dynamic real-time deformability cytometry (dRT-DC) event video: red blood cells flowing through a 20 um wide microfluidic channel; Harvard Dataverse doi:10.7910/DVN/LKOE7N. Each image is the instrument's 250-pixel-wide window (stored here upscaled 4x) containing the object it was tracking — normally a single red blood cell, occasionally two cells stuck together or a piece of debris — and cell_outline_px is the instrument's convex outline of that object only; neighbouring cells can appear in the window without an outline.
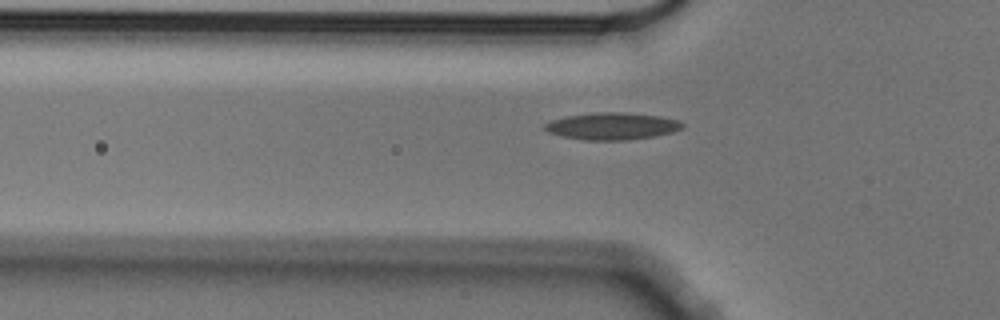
{"species": "Egyptian fruit bat (a non-hibernating species)", "species_latin": "Rousettus aegyptiacus", "temperature_condition": "cold", "stored_images_in_passage": 6, "segment_of_instrument_passage": [2, 2], "camera_frame_rate_fps": 3000, "um_per_image_px": 0.085, "animal": {"sex": "male"}, "frame": {"image": 1, "passage_image": 6, "time_ms": 1.667, "image_size_px": [1000, 320], "cell_outline_px": [[684, 128], [672, 132], [656, 136], [624, 140], [584, 140], [560, 136], [548, 132], [544, 128], [544, 124], [552, 120], [568, 116], [596, 112], [624, 112], [660, 116], [676, 120], [684, 124]], "centroid_in_image_um": [52.03, 10.72], "position_along_channel_um": 73.8, "area_um2": 21.68}}